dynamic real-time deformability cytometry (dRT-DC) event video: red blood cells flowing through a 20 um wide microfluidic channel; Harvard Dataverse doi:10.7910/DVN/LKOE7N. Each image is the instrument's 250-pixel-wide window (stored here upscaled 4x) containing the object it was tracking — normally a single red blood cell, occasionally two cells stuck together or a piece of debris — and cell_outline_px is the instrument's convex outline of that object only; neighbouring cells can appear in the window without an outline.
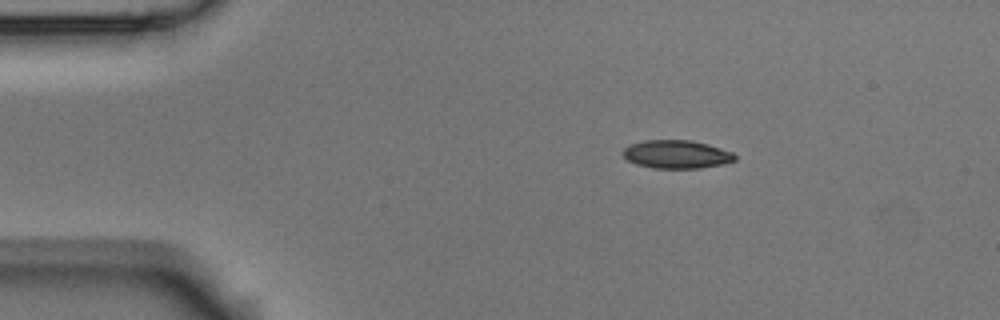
{"species": "Egyptian fruit bat (a non-hibernating species)", "species_latin": "Rousettus aegyptiacus", "temperature_condition": "room temperature", "stored_images_in_passage": 3, "camera_frame_rate_fps": 3000, "um_per_image_px": 0.085, "animal": {"sex": "male"}, "frame": {"image": 1, "passage_image": 1, "time_ms": 0.0, "image_size_px": [1000, 320], "cell_outline_px": [[736, 160], [724, 164], [700, 168], [652, 168], [636, 164], [628, 160], [620, 152], [624, 148], [632, 144], [644, 140], [692, 140], [708, 144], [732, 152], [736, 156]], "centroid_in_image_um": [57.51, 13.12], "position_along_channel_um": 27.5, "area_um2": 18.5}}
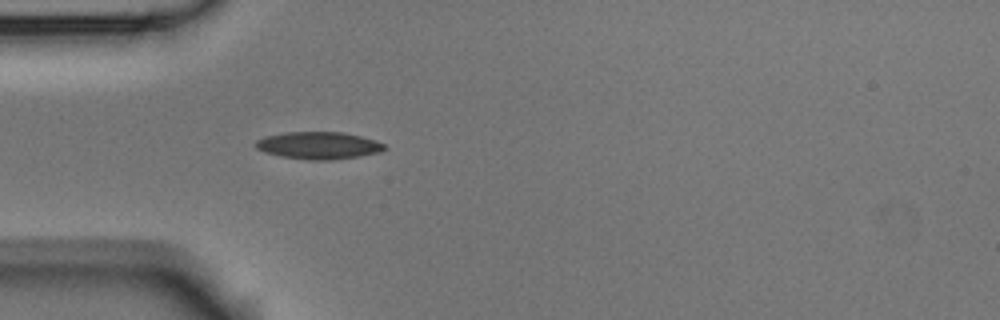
{"frame": {"image": 2, "passage_image": 3, "time_ms": 2.333, "image_size_px": [1000, 320], "cell_outline_px": [[388, 148], [380, 152], [356, 156], [328, 160], [308, 160], [280, 156], [264, 152], [256, 148], [256, 140], [264, 136], [288, 132], [344, 132], [376, 140], [384, 144]], "centroid_in_image_um": [27.07, 12.36], "position_along_channel_um": 57.9, "area_um2": 20.4}}